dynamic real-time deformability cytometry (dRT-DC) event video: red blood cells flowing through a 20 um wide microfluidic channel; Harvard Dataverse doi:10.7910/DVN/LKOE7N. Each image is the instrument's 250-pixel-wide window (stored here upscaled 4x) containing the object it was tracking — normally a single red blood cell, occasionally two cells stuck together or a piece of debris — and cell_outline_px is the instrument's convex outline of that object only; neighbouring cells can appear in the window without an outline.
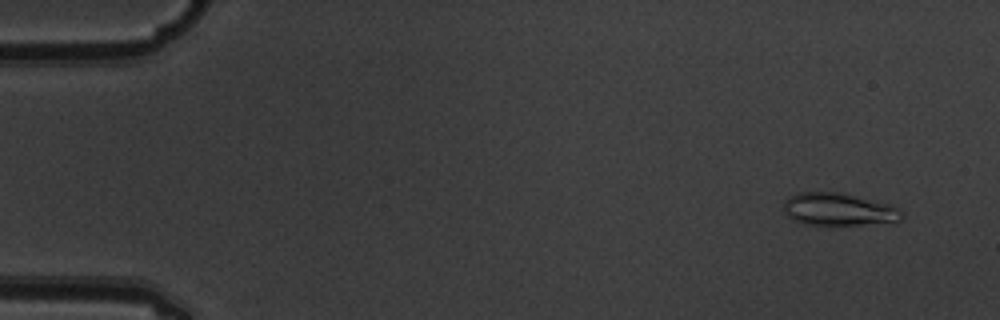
{"species": "common noctule bat (a hibernating species)", "species_latin": "Nyctalus noctula", "temperature_condition": "warm", "stored_images_in_passage": 5, "camera_frame_rate_fps": 3000, "um_per_image_px": 0.085, "animal": {"sex": "male", "body_mass_g": 19.5, "forearm_length_mm": 54.6}, "frame": {"image": 1, "passage_image": 1, "time_ms": 0.0, "image_size_px": [1000, 320], "cell_outline_px": [[904, 220], [860, 224], [804, 224], [792, 220], [784, 212], [784, 200], [788, 196], [800, 192], [844, 192], [888, 204], [904, 212]], "centroid_in_image_um": [71.25, 17.77], "position_along_channel_um": 13.7, "area_um2": 22.37}}